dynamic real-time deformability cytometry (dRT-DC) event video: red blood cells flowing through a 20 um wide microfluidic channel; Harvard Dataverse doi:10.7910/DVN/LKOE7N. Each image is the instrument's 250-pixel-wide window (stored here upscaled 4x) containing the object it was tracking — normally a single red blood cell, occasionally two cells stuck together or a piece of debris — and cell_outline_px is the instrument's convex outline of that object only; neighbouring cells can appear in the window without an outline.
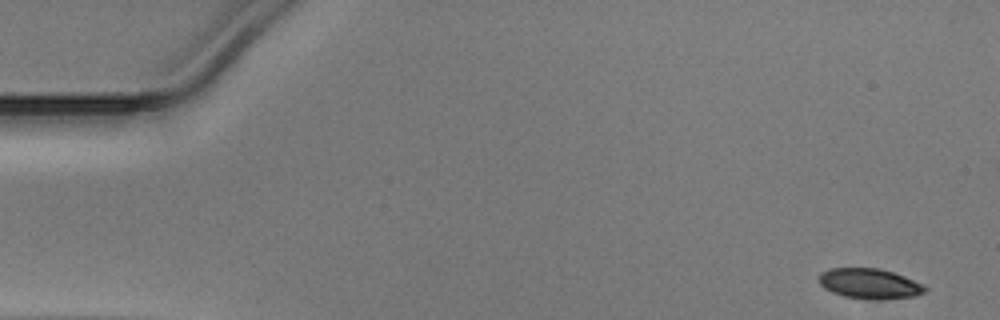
{"species": "Egyptian fruit bat (a non-hibernating species)", "species_latin": "Rousettus aegyptiacus", "temperature_condition": "warm", "stored_images_in_passage": 49, "camera_frame_rate_fps": 3000, "um_per_image_px": 0.085, "animal": {"sex": "male"}, "frame": {"image": 1, "passage_image": 1, "time_ms": 0.0, "image_size_px": [1000, 320], "cell_outline_px": [[928, 288], [924, 292], [916, 296], [844, 296], [832, 292], [824, 288], [820, 284], [820, 272], [828, 268], [880, 268], [904, 276], [924, 284]], "centroid_in_image_um": [73.88, 24.03], "position_along_channel_um": 11.1, "area_um2": 17.69}}
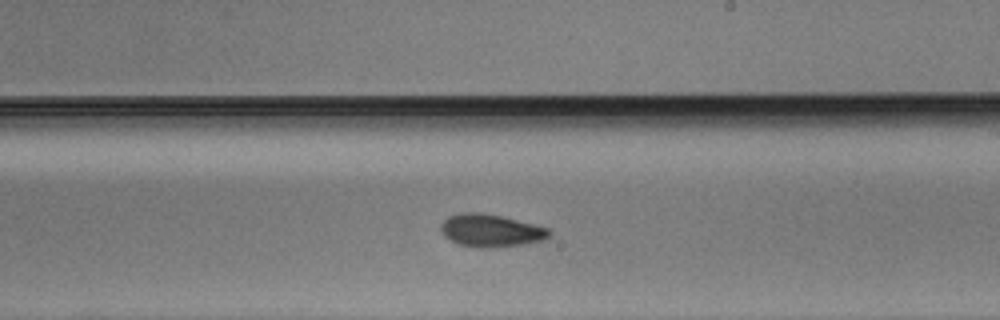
{"frame": {"image": 2, "passage_image": 28, "time_ms": 9.0, "image_size_px": [1000, 320], "cell_outline_px": [[552, 236], [544, 240], [520, 244], [488, 248], [476, 248], [456, 244], [444, 236], [440, 228], [440, 224], [448, 216], [460, 212], [480, 212], [500, 216], [548, 228], [552, 232]], "centroid_in_image_um": [41.68, 19.6], "position_along_channel_um": 247.3, "area_um2": 20.69}}
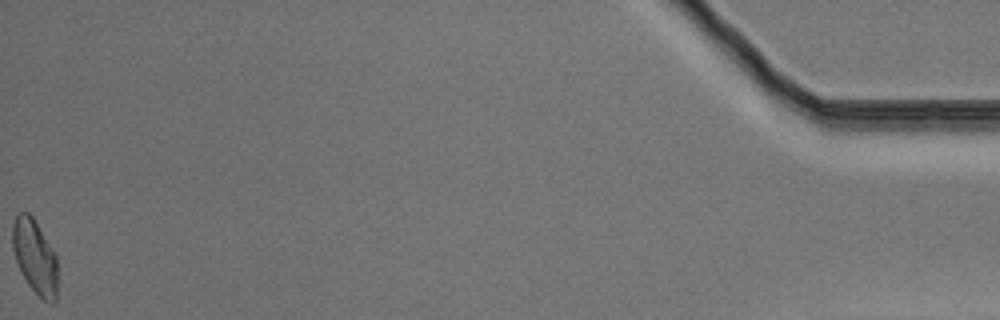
{"frame": {"image": 3, "passage_image": 49, "time_ms": 16.0, "image_size_px": [1000, 320], "cell_outline_px": [[56, 300], [52, 304], [48, 304], [28, 284], [16, 260], [12, 248], [12, 224], [16, 212], [28, 212], [32, 216], [56, 256]], "centroid_in_image_um": [2.94, 21.79], "position_along_channel_um": 432.3, "area_um2": 19.13}}